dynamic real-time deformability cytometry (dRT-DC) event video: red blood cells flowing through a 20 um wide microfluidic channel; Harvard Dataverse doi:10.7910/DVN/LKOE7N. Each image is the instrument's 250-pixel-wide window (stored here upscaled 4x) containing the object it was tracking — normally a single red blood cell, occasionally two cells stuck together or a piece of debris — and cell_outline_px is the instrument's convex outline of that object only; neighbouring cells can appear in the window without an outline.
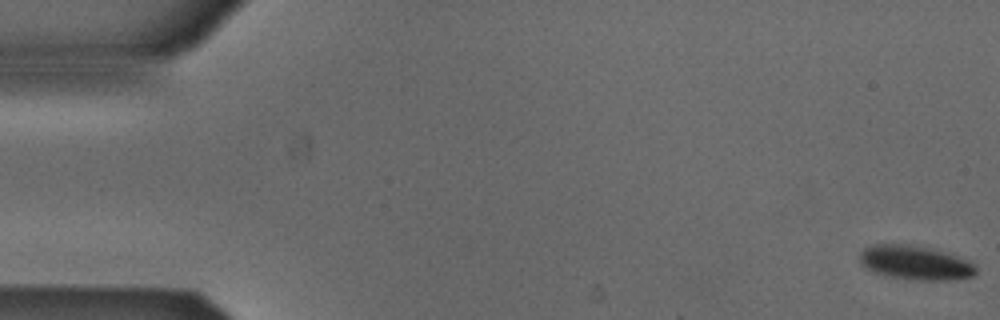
{"species": "Egyptian fruit bat (a non-hibernating species)", "species_latin": "Rousettus aegyptiacus", "temperature_condition": "cold", "stored_images_in_passage": 55, "segment_of_instrument_passage": [1, 2], "camera_frame_rate_fps": 3000, "um_per_image_px": 0.085, "animal": {"sex": "male"}, "frame": {"image": 1, "passage_image": 1, "time_ms": 0.0, "image_size_px": [1000, 320], "cell_outline_px": [[976, 272], [972, 276], [956, 280], [916, 280], [888, 276], [876, 272], [860, 264], [860, 252], [864, 248], [872, 244], [908, 244], [928, 248], [944, 252], [972, 260], [976, 268]], "centroid_in_image_um": [77.83, 22.33], "position_along_channel_um": 7.2, "area_um2": 23.18}}
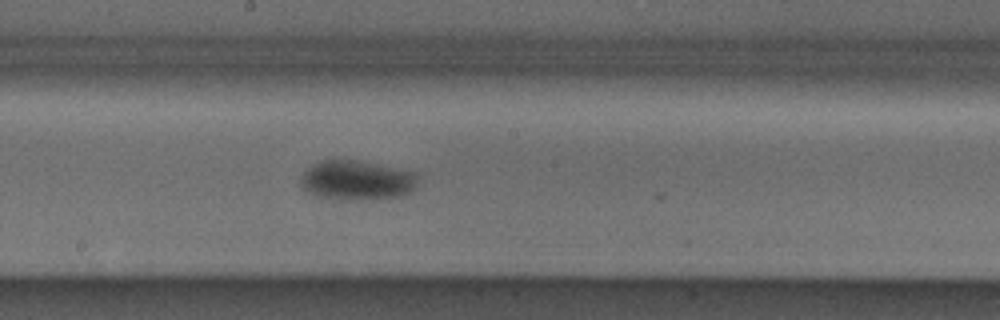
{"frame": {"image": 2, "passage_image": 29, "time_ms": 9.333, "image_size_px": [1000, 320], "cell_outline_px": [[416, 188], [412, 192], [404, 196], [348, 200], [316, 196], [308, 192], [300, 184], [300, 176], [308, 168], [320, 160], [360, 160], [416, 172]], "centroid_in_image_um": [30.34, 15.32], "position_along_channel_um": 217.9, "area_um2": 27.11}}
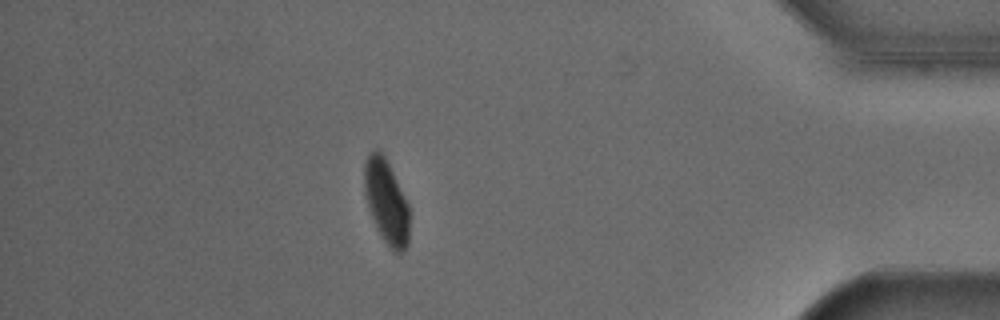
{"frame": {"image": 3, "passage_image": 47, "time_ms": 15.333, "image_size_px": [1000, 320], "cell_outline_px": [[408, 244], [404, 252], [392, 252], [384, 240], [368, 208], [364, 192], [364, 164], [368, 156], [376, 148], [380, 148], [408, 204]], "centroid_in_image_um": [32.82, 17.15], "position_along_channel_um": 402.4, "area_um2": 21.62}}